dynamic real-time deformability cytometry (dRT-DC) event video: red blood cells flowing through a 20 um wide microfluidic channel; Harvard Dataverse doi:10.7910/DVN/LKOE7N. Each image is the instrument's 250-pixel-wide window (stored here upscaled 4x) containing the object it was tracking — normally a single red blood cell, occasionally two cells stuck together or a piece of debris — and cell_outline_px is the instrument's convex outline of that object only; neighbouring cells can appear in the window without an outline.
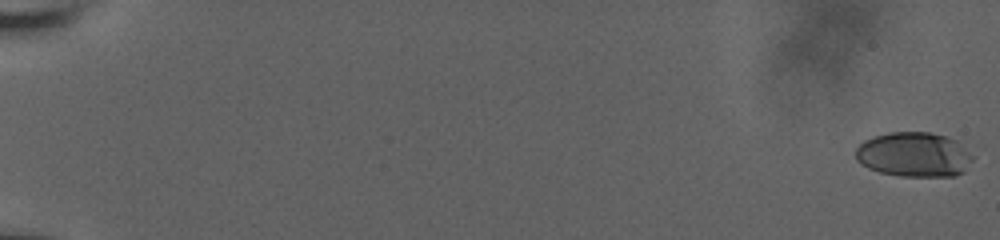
{"species": "human", "species_latin": "Homo sapiens", "temperature_condition": "room temperature", "stored_images_in_passage": 51, "camera_frame_rate_fps": 3000, "um_per_image_px": 0.085, "donor": {"sex": "male"}, "frame": {"image": 1, "passage_image": 1, "time_ms": 0.0, "image_size_px": [1000, 240], "cell_outline_px": [[976, 156], [964, 172], [956, 176], [900, 176], [880, 172], [868, 168], [860, 164], [856, 160], [856, 148], [864, 140], [872, 136], [888, 132], [928, 132], [948, 136], [956, 140]], "centroid_in_image_um": [77.71, 13.13], "position_along_channel_um": 7.3, "area_um2": 30.98}}
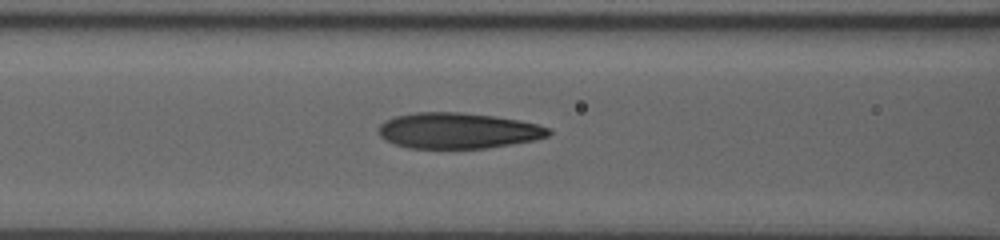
{"frame": {"image": 2, "passage_image": 45, "time_ms": 9.333, "image_size_px": [1000, 240], "cell_outline_px": [[552, 132], [548, 136], [532, 140], [488, 148], [408, 148], [384, 140], [380, 136], [376, 128], [384, 120], [396, 116], [416, 112], [460, 112], [492, 116], [516, 120], [536, 124], [548, 128]], "centroid_in_image_um": [38.85, 11.1], "position_along_channel_um": 127.7, "area_um2": 35.32}}
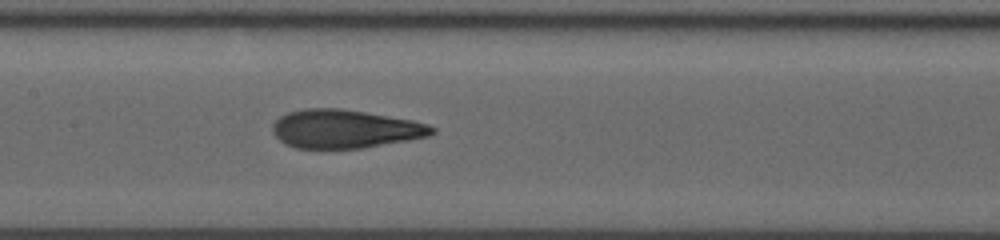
{"frame": {"image": 3, "passage_image": 51, "time_ms": 10.667, "image_size_px": [1000, 240], "cell_outline_px": [[436, 132], [428, 136], [408, 140], [364, 148], [296, 148], [284, 144], [272, 132], [272, 124], [280, 116], [288, 112], [304, 108], [340, 108], [412, 120], [428, 124], [436, 128]], "centroid_in_image_um": [29.31, 10.96], "position_along_channel_um": 178.1, "area_um2": 35.78}}